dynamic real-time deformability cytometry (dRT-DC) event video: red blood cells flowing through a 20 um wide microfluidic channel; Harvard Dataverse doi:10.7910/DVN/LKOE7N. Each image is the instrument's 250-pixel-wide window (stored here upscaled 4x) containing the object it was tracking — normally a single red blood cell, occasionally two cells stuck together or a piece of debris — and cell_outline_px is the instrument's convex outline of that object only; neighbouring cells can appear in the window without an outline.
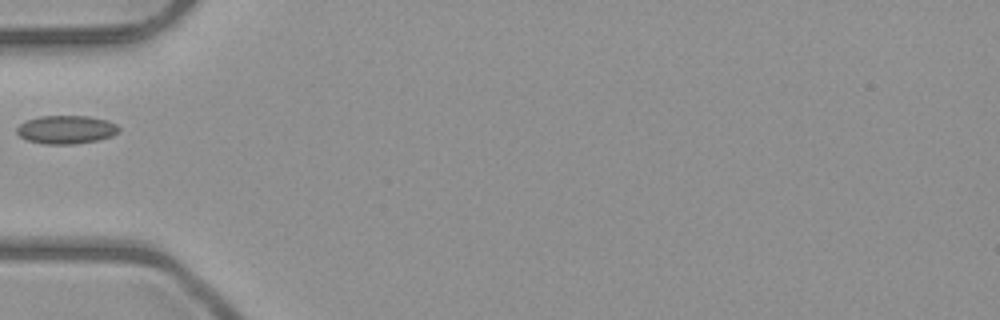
{"species": "common noctule bat (a hibernating species)", "species_latin": "Nyctalus noctula", "temperature_condition": "room temperature", "stored_images_in_passage": 1, "camera_frame_rate_fps": 3000, "um_per_image_px": 0.085, "animal": {"sex": "male", "body_mass_g": 23.1, "forearm_length_mm": 52.7}, "frame": {"image": 1, "passage_image": 1, "time_ms": 0.0, "image_size_px": [1000, 320], "cell_outline_px": [[120, 132], [112, 136], [96, 140], [72, 144], [44, 144], [28, 140], [20, 136], [16, 132], [16, 128], [24, 120], [40, 116], [88, 116], [108, 120], [116, 124], [120, 128]], "centroid_in_image_um": [5.63, 11.0], "position_along_channel_um": 79.4, "area_um2": 16.94}}